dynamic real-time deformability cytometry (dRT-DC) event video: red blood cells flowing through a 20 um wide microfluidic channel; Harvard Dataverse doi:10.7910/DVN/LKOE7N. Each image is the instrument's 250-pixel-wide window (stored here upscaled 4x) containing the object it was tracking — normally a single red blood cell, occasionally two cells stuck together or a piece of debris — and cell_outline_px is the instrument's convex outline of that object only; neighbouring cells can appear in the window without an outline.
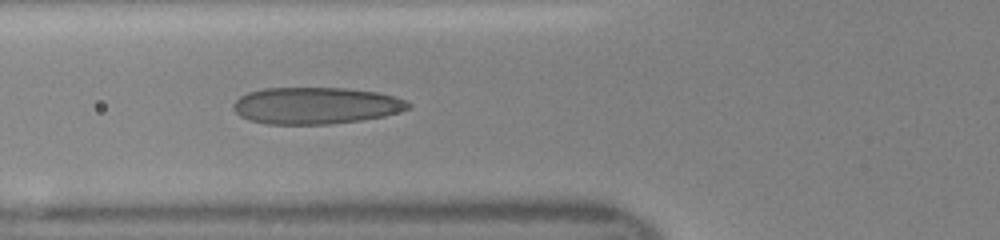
{"species": "human", "species_latin": "Homo sapiens", "temperature_condition": "room temperature", "stored_images_in_passage": 32, "camera_frame_rate_fps": 3000, "um_per_image_px": 0.085, "donor": {"sex": "female"}, "frame": {"image": 1, "passage_image": 3, "time_ms": 0.667, "image_size_px": [1000, 240], "cell_outline_px": [[412, 108], [384, 116], [360, 120], [332, 124], [268, 124], [248, 120], [240, 116], [232, 108], [232, 104], [240, 96], [248, 92], [264, 88], [344, 88], [376, 92], [392, 96], [404, 100], [412, 104]], "centroid_in_image_um": [26.82, 8.98], "position_along_channel_um": 99.0, "area_um2": 37.51}}
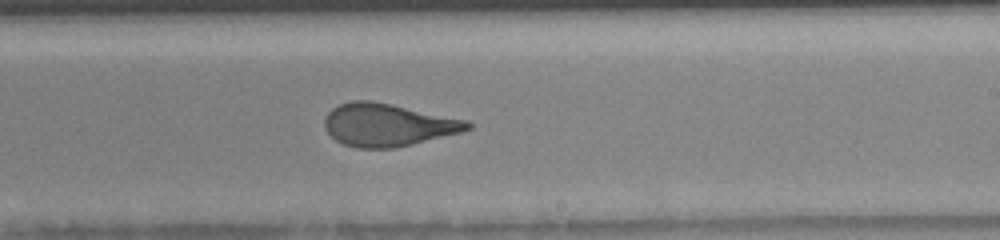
{"frame": {"image": 2, "passage_image": 14, "time_ms": 4.333, "image_size_px": [1000, 240], "cell_outline_px": [[472, 128], [460, 132], [412, 144], [392, 148], [356, 148], [344, 144], [336, 140], [324, 128], [324, 120], [328, 112], [332, 108], [340, 104], [352, 100], [372, 100], [468, 120], [472, 124]], "centroid_in_image_um": [32.94, 10.61], "position_along_channel_um": 256.1, "area_um2": 35.43}}
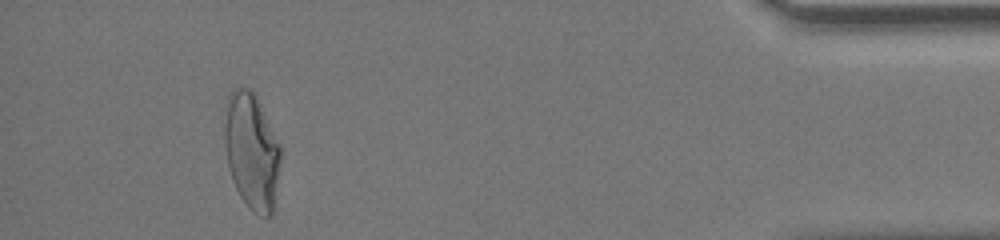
{"frame": {"image": 3, "passage_image": 29, "time_ms": 9.333, "image_size_px": [1000, 240], "cell_outline_px": [[280, 160], [272, 212], [268, 216], [260, 216], [252, 212], [248, 208], [240, 196], [232, 180], [228, 168], [224, 144], [224, 104], [228, 92], [232, 88], [252, 88], [280, 144]], "centroid_in_image_um": [21.34, 12.79], "position_along_channel_um": 413.9, "area_um2": 38.32}}